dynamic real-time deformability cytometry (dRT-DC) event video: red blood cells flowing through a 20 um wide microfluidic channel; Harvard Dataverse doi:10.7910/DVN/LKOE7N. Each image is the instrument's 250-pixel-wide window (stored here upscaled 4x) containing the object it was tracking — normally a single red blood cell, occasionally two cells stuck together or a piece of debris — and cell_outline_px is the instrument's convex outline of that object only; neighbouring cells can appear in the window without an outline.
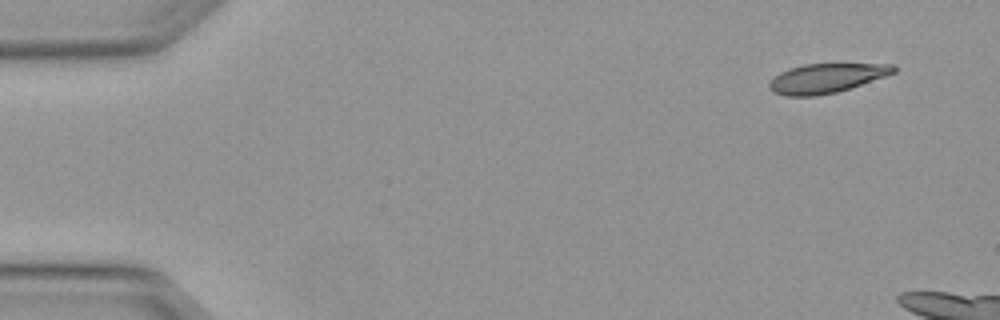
{"species": "Egyptian fruit bat (a non-hibernating species)", "species_latin": "Rousettus aegyptiacus", "temperature_condition": "warm", "stored_images_in_passage": 4, "camera_frame_rate_fps": 3000, "um_per_image_px": 0.085, "animal": {"sex": "female"}, "frame": {"image": 1, "passage_image": 1, "time_ms": 0.0, "image_size_px": [1000, 320], "cell_outline_px": [[896, 72], [852, 88], [836, 92], [816, 96], [784, 96], [772, 92], [768, 88], [768, 84], [780, 72], [788, 68], [804, 64], [896, 64]], "centroid_in_image_um": [70.23, 6.65], "position_along_channel_um": 14.8, "area_um2": 21.39}}